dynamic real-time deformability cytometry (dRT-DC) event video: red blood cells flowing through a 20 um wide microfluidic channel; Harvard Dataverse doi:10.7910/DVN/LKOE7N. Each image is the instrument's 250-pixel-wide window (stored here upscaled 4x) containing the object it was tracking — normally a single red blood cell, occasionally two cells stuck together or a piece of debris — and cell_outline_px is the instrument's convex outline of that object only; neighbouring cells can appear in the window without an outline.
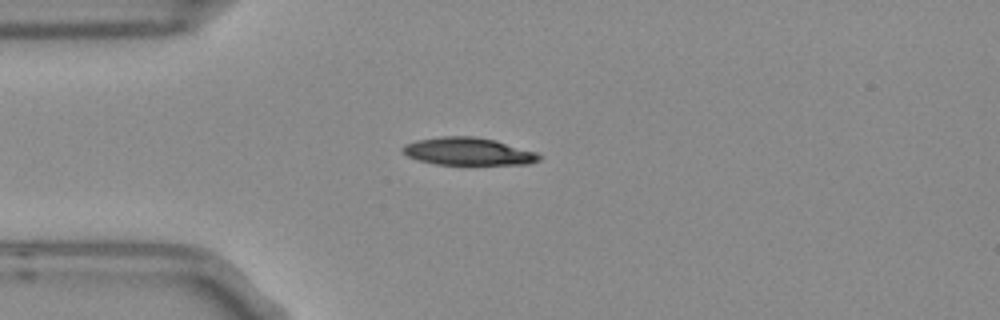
{"species": "Egyptian fruit bat (a non-hibernating species)", "species_latin": "Rousettus aegyptiacus", "temperature_condition": "room temperature", "stored_images_in_passage": 6, "camera_frame_rate_fps": 3000, "um_per_image_px": 0.085, "frame": {"image": 1, "passage_image": 3, "time_ms": 0.667, "image_size_px": [1000, 320], "cell_outline_px": [[540, 160], [528, 164], [436, 164], [420, 160], [408, 156], [400, 152], [400, 148], [404, 144], [416, 140], [440, 136], [476, 136], [496, 140], [536, 152], [540, 156]], "centroid_in_image_um": [39.75, 12.86], "position_along_channel_um": 45.2, "area_um2": 21.96}}
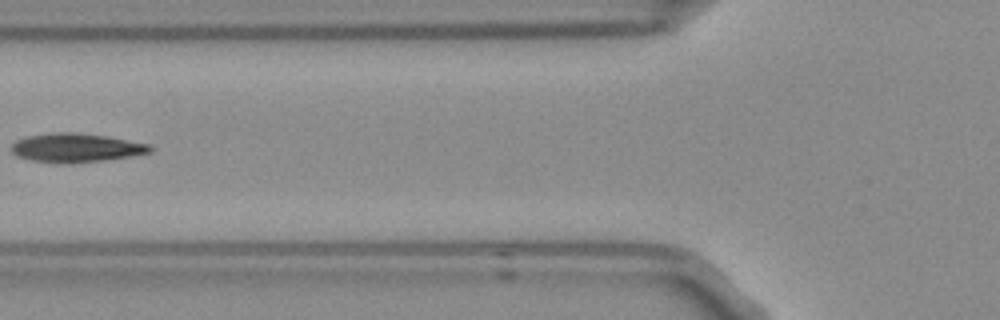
{"frame": {"image": 2, "passage_image": 5, "time_ms": 1.333, "image_size_px": [1000, 320], "cell_outline_px": [[152, 152], [104, 160], [68, 164], [32, 160], [16, 156], [12, 152], [12, 144], [16, 140], [28, 136], [52, 132], [72, 132], [104, 136], [148, 144], [152, 148]], "centroid_in_image_um": [6.41, 12.56], "position_along_channel_um": 119.4, "area_um2": 23.0}}